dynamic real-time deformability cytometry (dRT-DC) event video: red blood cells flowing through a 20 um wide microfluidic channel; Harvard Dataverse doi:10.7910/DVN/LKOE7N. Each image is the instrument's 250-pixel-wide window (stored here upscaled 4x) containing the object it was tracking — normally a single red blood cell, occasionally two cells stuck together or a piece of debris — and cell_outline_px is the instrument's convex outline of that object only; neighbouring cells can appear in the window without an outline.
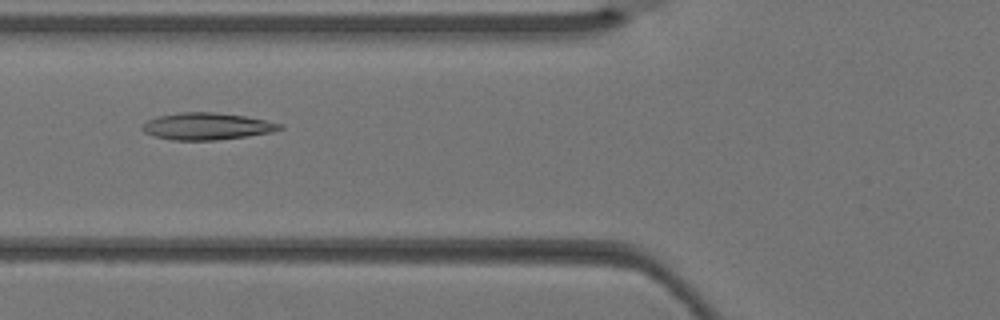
{"species": "Egyptian fruit bat (a non-hibernating species)", "species_latin": "Rousettus aegyptiacus", "temperature_condition": "warm", "stored_images_in_passage": 4, "camera_frame_rate_fps": 3000, "um_per_image_px": 0.085, "animal": {"sex": "female"}, "frame": {"image": 1, "passage_image": 4, "time_ms": 1.0, "image_size_px": [1000, 320], "cell_outline_px": [[284, 128], [272, 132], [248, 136], [216, 140], [172, 140], [152, 136], [144, 132], [140, 128], [140, 124], [148, 120], [160, 116], [180, 112], [216, 112], [244, 116], [284, 124]], "centroid_in_image_um": [17.56, 10.74], "position_along_channel_um": 108.2, "area_um2": 21.73}}